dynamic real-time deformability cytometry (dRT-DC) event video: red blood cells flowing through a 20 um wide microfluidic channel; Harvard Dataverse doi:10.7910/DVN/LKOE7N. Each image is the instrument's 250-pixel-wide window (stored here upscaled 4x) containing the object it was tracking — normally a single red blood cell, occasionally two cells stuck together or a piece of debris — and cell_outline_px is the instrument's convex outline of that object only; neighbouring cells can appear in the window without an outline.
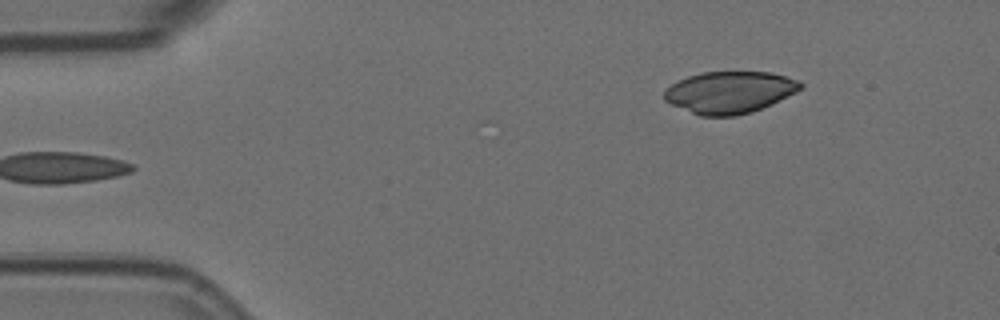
{"species": "Egyptian fruit bat (a non-hibernating species)", "species_latin": "Rousettus aegyptiacus", "temperature_condition": "room temperature", "stored_images_in_passage": 5, "camera_frame_rate_fps": 3000, "um_per_image_px": 0.085, "animal": {"sex": "female"}, "frame": {"image": 1, "passage_image": 5, "time_ms": 1.333, "image_size_px": [1000, 320], "cell_outline_px": [[804, 88], [772, 104], [752, 112], [736, 116], [700, 116], [672, 104], [664, 100], [664, 92], [672, 84], [688, 76], [700, 72], [772, 72], [800, 80], [804, 84]], "centroid_in_image_um": [62.07, 7.84], "position_along_channel_um": 22.9, "area_um2": 33.35}}